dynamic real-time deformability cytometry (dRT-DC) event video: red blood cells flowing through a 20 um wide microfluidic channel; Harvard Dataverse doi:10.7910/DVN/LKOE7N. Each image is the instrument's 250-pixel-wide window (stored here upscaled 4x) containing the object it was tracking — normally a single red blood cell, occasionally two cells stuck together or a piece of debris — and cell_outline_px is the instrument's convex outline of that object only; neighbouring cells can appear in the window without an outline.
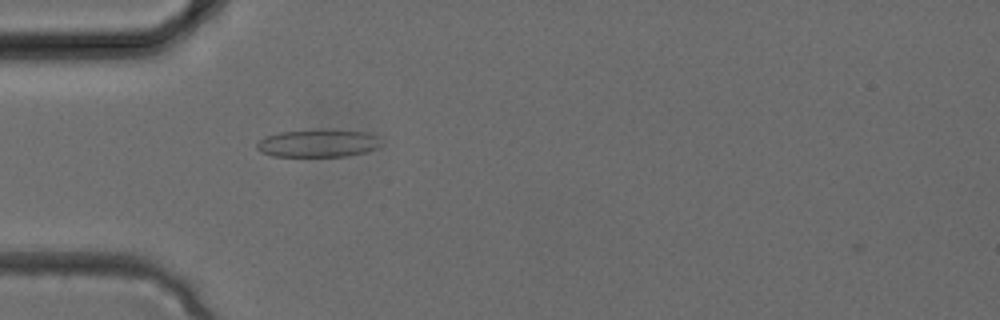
{"species": "common noctule bat (a hibernating species)", "species_latin": "Nyctalus noctula", "temperature_condition": "cold", "stored_images_in_passage": 25, "camera_frame_rate_fps": 3000, "um_per_image_px": 0.085, "animal": {"sex": "female", "body_mass_g": 24.6, "forearm_length_mm": 56.2}, "frame": {"image": 1, "passage_image": 1, "time_ms": 0.0, "image_size_px": [1000, 320], "cell_outline_px": [[380, 144], [376, 148], [368, 152], [348, 156], [272, 156], [260, 152], [256, 148], [256, 144], [264, 136], [280, 132], [316, 128], [332, 128], [368, 132], [376, 136]], "centroid_in_image_um": [27.02, 12.15], "position_along_channel_um": 58.0, "area_um2": 20.69}}
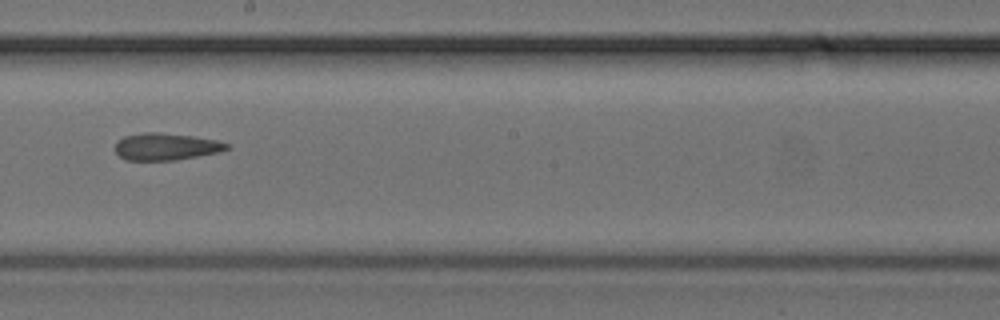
{"frame": {"image": 2, "passage_image": 10, "time_ms": 3.0, "image_size_px": [1000, 320], "cell_outline_px": [[232, 148], [220, 152], [176, 160], [124, 160], [116, 152], [116, 140], [124, 136], [144, 132], [156, 132], [192, 136], [216, 140], [228, 144]], "centroid_in_image_um": [14.11, 12.46], "position_along_channel_um": 234.1, "area_um2": 17.63}}
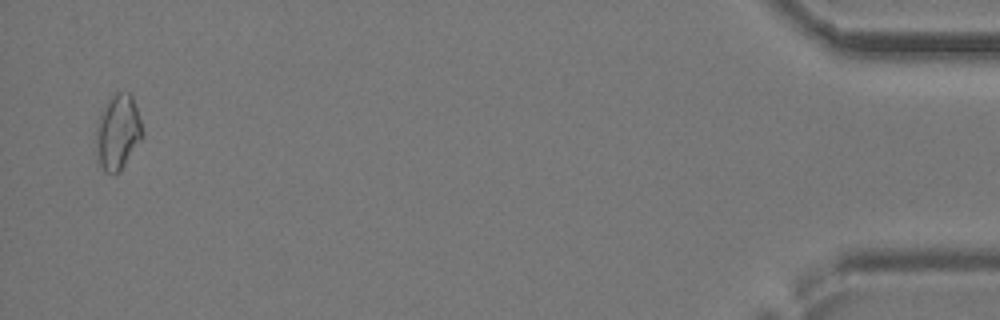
{"frame": {"image": 3, "passage_image": 24, "time_ms": 7.667, "image_size_px": [1000, 320], "cell_outline_px": [[144, 136], [120, 172], [104, 172], [100, 164], [96, 148], [96, 124], [104, 104], [116, 92], [128, 92], [132, 96], [144, 132]], "centroid_in_image_um": [10.02, 11.23], "position_along_channel_um": 425.2, "area_um2": 20.29}}